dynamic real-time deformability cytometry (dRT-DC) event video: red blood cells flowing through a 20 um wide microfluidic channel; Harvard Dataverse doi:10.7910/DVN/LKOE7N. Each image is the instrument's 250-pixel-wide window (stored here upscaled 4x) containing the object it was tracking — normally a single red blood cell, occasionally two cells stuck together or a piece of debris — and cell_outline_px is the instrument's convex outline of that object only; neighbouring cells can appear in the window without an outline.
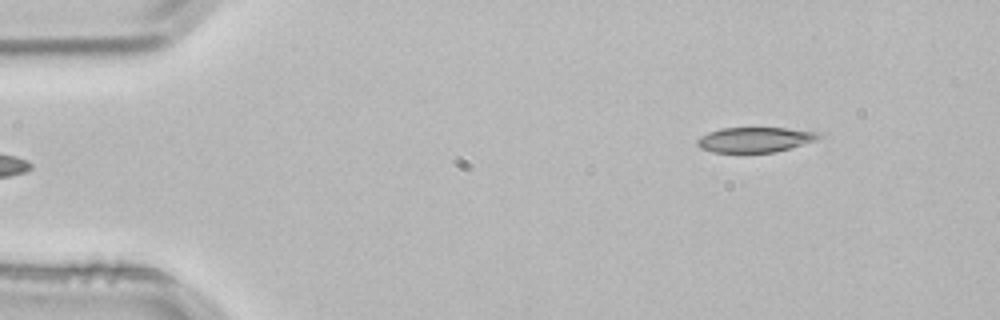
{"species": "common noctule bat (a hibernating species)", "species_latin": "Nyctalus noctula", "temperature_condition": "room temperature", "stored_images_in_passage": 3, "camera_frame_rate_fps": 3000, "um_per_image_px": 0.085, "animal": {"sex": "male", "body_mass_g": 21.5, "forearm_length_mm": 52.0}, "frame": {"image": 1, "passage_image": 3, "time_ms": 0.667, "image_size_px": [1000, 320], "cell_outline_px": [[824, 136], [816, 140], [776, 152], [712, 152], [700, 148], [696, 144], [696, 140], [700, 136], [708, 132], [720, 128], [784, 128], [824, 132]], "centroid_in_image_um": [64.19, 11.86], "position_along_channel_um": 20.8, "area_um2": 17.92}}